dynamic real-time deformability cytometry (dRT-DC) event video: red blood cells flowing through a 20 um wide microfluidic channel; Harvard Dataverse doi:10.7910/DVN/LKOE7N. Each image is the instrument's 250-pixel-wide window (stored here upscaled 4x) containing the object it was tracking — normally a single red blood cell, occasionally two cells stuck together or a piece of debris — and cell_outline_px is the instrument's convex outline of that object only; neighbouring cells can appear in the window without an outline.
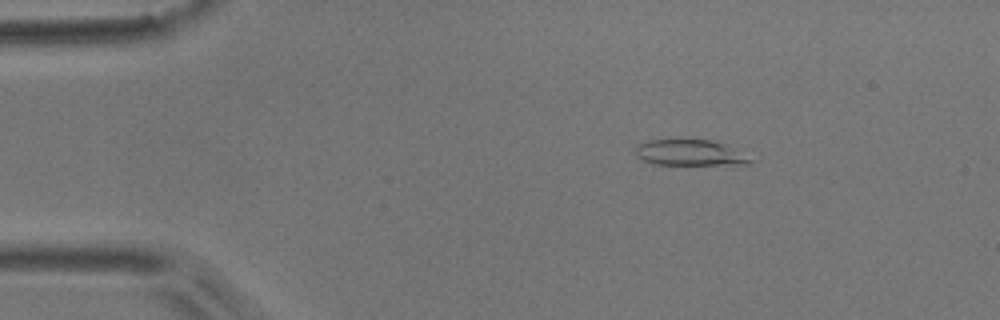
{"species": "common noctule bat (a hibernating species)", "species_latin": "Nyctalus noctula", "temperature_condition": "room temperature", "stored_images_in_passage": 4, "camera_frame_rate_fps": 3000, "um_per_image_px": 0.085, "animal": {"sex": "male", "body_mass_g": 17.9}, "frame": {"image": 1, "passage_image": 2, "time_ms": 1.0, "image_size_px": [1000, 320], "cell_outline_px": [[752, 160], [748, 164], [656, 164], [644, 160], [636, 156], [636, 144], [648, 140], [708, 140], [724, 144]], "centroid_in_image_um": [58.55, 12.98], "position_along_channel_um": 26.5, "area_um2": 16.7}}